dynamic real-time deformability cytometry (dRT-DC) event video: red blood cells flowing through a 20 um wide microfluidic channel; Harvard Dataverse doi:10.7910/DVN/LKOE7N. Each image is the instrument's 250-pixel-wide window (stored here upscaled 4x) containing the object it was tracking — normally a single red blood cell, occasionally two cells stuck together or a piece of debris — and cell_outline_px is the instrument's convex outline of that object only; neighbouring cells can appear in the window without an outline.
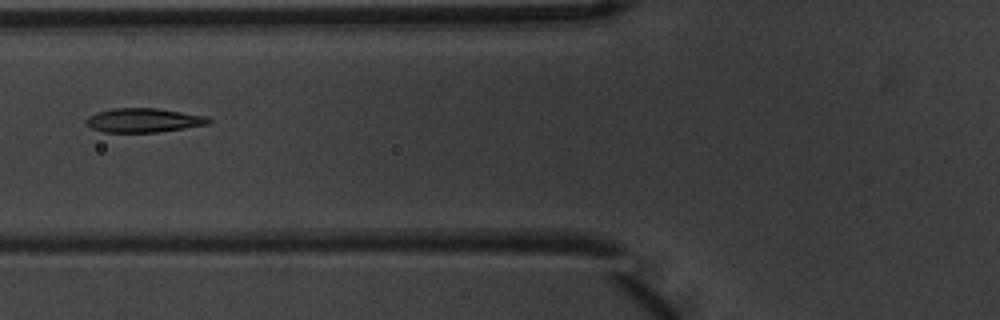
{"species": "common noctule bat (a hibernating species)", "species_latin": "Nyctalus noctula", "temperature_condition": "warm", "stored_images_in_passage": 3, "camera_frame_rate_fps": 3000, "um_per_image_px": 0.085, "animal": {"sex": "male", "body_mass_g": 20.1, "forearm_length_mm": 53.5}, "frame": {"image": 1, "passage_image": 3, "time_ms": 0.667, "image_size_px": [1000, 320], "cell_outline_px": [[212, 120], [208, 124], [184, 128], [156, 132], [104, 132], [92, 128], [84, 124], [84, 120], [88, 116], [96, 112], [112, 108], [156, 108], [208, 116]], "centroid_in_image_um": [12.17, 10.22], "position_along_channel_um": 113.6, "area_um2": 17.28}}